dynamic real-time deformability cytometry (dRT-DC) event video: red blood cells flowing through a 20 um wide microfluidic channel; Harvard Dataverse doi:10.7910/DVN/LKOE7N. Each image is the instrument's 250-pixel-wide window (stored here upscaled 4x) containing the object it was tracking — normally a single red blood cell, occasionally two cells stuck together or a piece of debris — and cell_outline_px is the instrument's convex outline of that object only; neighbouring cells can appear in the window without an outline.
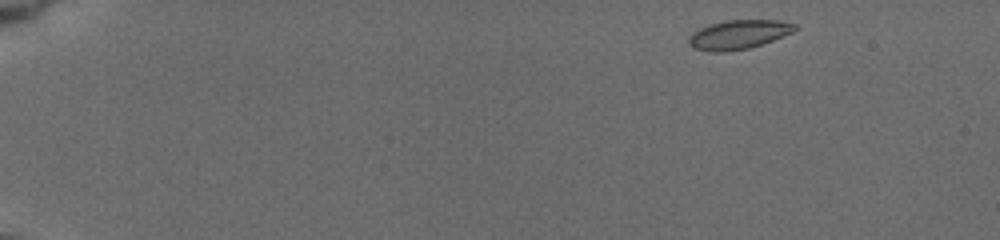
{"species": "common noctule bat (a hibernating species)", "species_latin": "Nyctalus noctula", "temperature_condition": "cold", "stored_images_in_passage": 20, "camera_frame_rate_fps": 3000, "um_per_image_px": 0.085, "animal": {"sex": "female", "body_mass_g": 19.5, "forearm_length_mm": 54.1}, "frame": {"image": 1, "passage_image": 1, "time_ms": 0.0, "image_size_px": [1000, 240], "cell_outline_px": [[796, 28], [792, 32], [772, 40], [748, 48], [724, 52], [712, 52], [696, 48], [688, 44], [688, 36], [692, 32], [700, 28], [712, 24], [728, 20], [776, 20], [796, 24]], "centroid_in_image_um": [62.74, 2.93], "position_along_channel_um": 22.3, "area_um2": 17.69}}